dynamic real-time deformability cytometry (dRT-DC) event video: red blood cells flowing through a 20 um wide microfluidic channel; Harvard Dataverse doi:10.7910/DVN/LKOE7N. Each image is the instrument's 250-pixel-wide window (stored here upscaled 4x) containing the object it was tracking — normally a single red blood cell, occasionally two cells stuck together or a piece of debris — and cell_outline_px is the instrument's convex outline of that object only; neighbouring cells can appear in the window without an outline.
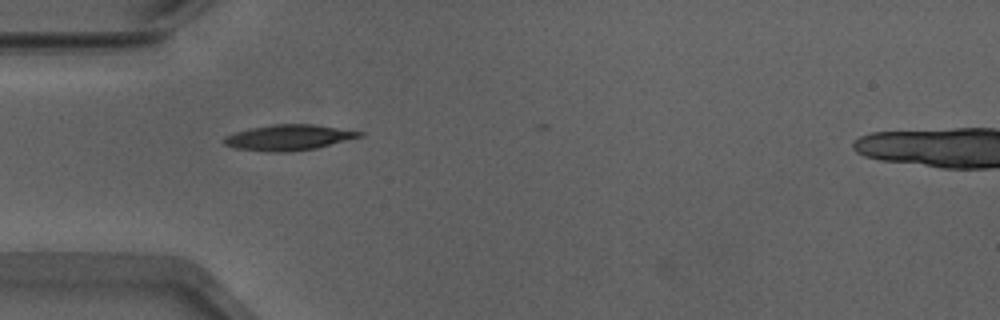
{"species": "Egyptian fruit bat (a non-hibernating species)", "species_latin": "Rousettus aegyptiacus", "temperature_condition": "warm", "stored_images_in_passage": 9, "camera_frame_rate_fps": 3000, "um_per_image_px": 0.085, "animal": {"sex": "male"}, "frame": {"image": 1, "passage_image": 2, "time_ms": 0.333, "image_size_px": [1000, 320], "cell_outline_px": [[364, 136], [316, 148], [284, 152], [276, 152], [236, 148], [224, 144], [220, 140], [224, 136], [248, 128], [272, 124], [312, 124], [364, 132]], "centroid_in_image_um": [24.51, 11.68], "position_along_channel_um": 60.5, "area_um2": 20.17}}
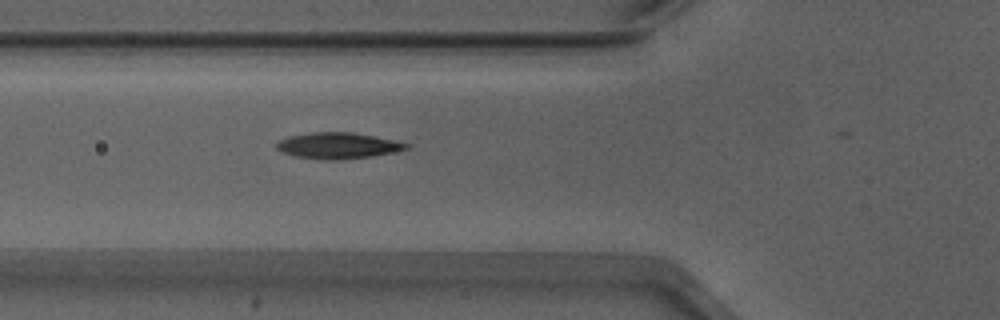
{"frame": {"image": 2, "passage_image": 5, "time_ms": 1.333, "image_size_px": [1000, 320], "cell_outline_px": [[412, 144], [408, 148], [372, 156], [336, 160], [328, 160], [292, 156], [280, 152], [276, 148], [276, 144], [280, 140], [288, 136], [308, 132], [352, 132], [400, 140]], "centroid_in_image_um": [28.72, 12.36], "position_along_channel_um": 97.1, "area_um2": 20.0}}
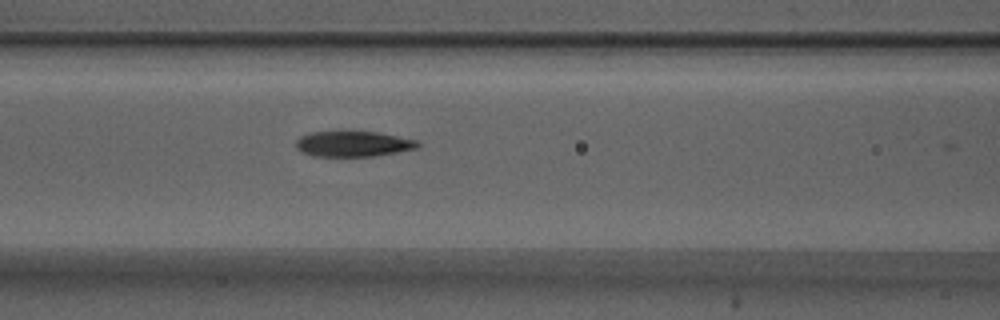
{"frame": {"image": 3, "passage_image": 8, "time_ms": 2.333, "image_size_px": [1000, 320], "cell_outline_px": [[420, 144], [416, 148], [396, 152], [372, 156], [316, 156], [300, 152], [296, 148], [296, 140], [300, 136], [308, 132], [376, 132], [420, 140]], "centroid_in_image_um": [30.0, 12.23], "position_along_channel_um": 136.6, "area_um2": 18.03}}